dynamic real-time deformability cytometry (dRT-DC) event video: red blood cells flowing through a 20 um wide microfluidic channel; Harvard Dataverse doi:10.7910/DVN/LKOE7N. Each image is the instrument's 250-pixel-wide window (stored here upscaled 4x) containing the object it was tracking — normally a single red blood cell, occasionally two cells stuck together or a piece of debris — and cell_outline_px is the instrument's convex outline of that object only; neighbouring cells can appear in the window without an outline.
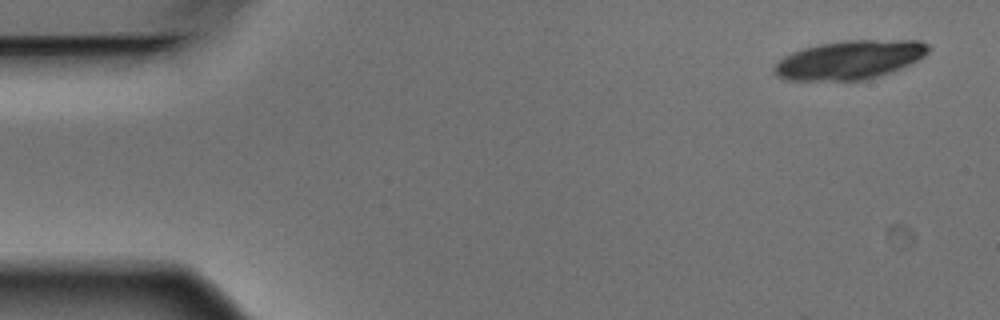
{"species": "Egyptian fruit bat (a non-hibernating species)", "species_latin": "Rousettus aegyptiacus", "temperature_condition": "warm", "stored_images_in_passage": 4, "camera_frame_rate_fps": 3000, "um_per_image_px": 0.085, "animal": {"sex": "male"}, "frame": {"image": 1, "passage_image": 1, "time_ms": 0.0, "image_size_px": [1000, 320], "cell_outline_px": [[932, 48], [924, 56], [892, 72], [880, 76], [864, 80], [788, 80], [776, 76], [772, 72], [772, 68], [784, 56], [792, 52], [816, 44], [844, 40], [920, 40], [928, 44]], "centroid_in_image_um": [72.21, 5.08], "position_along_channel_um": 12.8, "area_um2": 35.03}}